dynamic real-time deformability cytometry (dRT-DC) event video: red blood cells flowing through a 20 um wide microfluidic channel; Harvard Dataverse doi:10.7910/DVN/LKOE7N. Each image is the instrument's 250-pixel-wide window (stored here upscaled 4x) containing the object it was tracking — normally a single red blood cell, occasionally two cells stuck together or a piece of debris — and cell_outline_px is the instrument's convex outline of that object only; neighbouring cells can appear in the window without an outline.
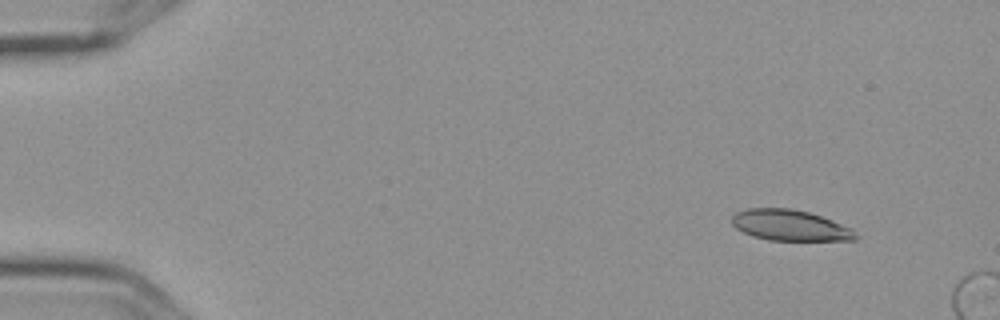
{"species": "Egyptian fruit bat (a non-hibernating species)", "species_latin": "Rousettus aegyptiacus", "temperature_condition": "cold", "stored_images_in_passage": 3, "segment_of_instrument_passage": [1, 2], "camera_frame_rate_fps": 3000, "um_per_image_px": 0.085, "frame": {"image": 1, "passage_image": 1, "time_ms": 0.0, "image_size_px": [1000, 320], "cell_outline_px": [[856, 240], [768, 240], [752, 236], [736, 228], [732, 224], [732, 216], [736, 212], [748, 208], [792, 208], [808, 212], [832, 220], [852, 228], [856, 236]], "centroid_in_image_um": [67.12, 19.15], "position_along_channel_um": 17.9, "area_um2": 22.14}}